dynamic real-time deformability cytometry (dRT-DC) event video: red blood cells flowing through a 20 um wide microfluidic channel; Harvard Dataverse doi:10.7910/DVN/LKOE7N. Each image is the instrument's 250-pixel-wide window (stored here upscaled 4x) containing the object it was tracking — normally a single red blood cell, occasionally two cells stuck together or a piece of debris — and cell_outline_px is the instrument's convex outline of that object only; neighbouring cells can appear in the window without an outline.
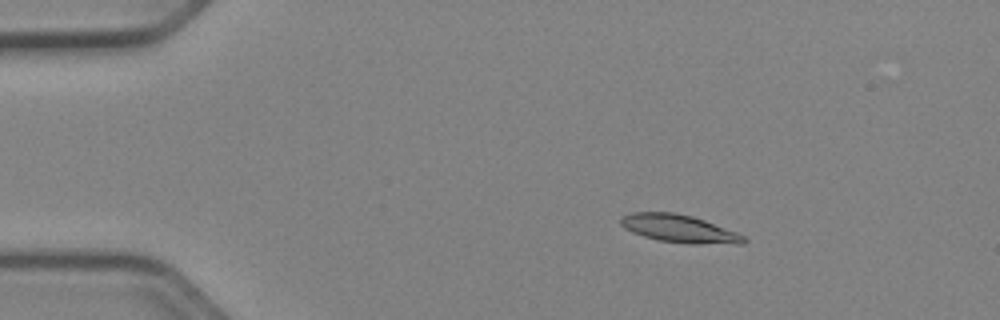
{"species": "Egyptian fruit bat (a non-hibernating species)", "species_latin": "Rousettus aegyptiacus", "temperature_condition": "cold", "stored_images_in_passage": 52, "camera_frame_rate_fps": 3000, "um_per_image_px": 0.085, "animal": {"sex": "female"}, "frame": {"image": 1, "passage_image": 9, "time_ms": 2.667, "image_size_px": [1000, 320], "cell_outline_px": [[748, 240], [744, 244], [688, 244], [660, 240], [644, 236], [632, 232], [624, 228], [620, 224], [620, 216], [632, 212], [676, 212], [692, 216], [704, 220], [736, 232], [744, 236]], "centroid_in_image_um": [57.73, 19.43], "position_along_channel_um": 27.3, "area_um2": 20.06}}
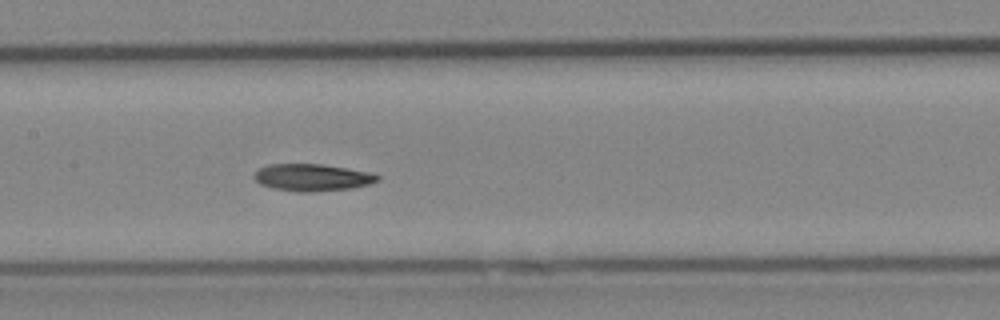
{"frame": {"image": 2, "passage_image": 26, "time_ms": 8.333, "image_size_px": [1000, 320], "cell_outline_px": [[380, 180], [368, 184], [352, 188], [312, 192], [300, 192], [272, 188], [260, 184], [252, 176], [260, 168], [268, 164], [320, 164], [368, 172], [380, 176]], "centroid_in_image_um": [26.51, 15.09], "position_along_channel_um": 180.9, "area_um2": 19.31}}
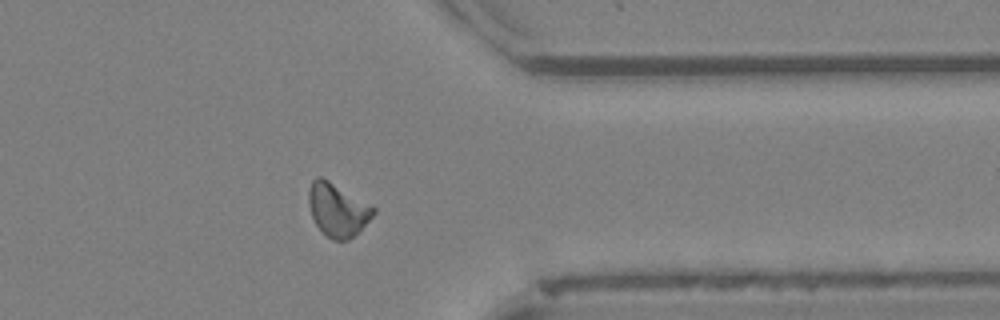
{"frame": {"image": 3, "passage_image": 42, "time_ms": 13.667, "image_size_px": [1000, 320], "cell_outline_px": [[376, 212], [348, 240], [332, 240], [316, 224], [312, 216], [308, 200], [308, 192], [312, 180], [316, 176], [320, 176], [328, 180], [376, 208]], "centroid_in_image_um": [28.66, 17.81], "position_along_channel_um": 382.7, "area_um2": 19.48}, "authors_computed_cell_mechanics": {"area_um2": 19.1318, "velocity_mm_per_s": 3.9301, "shape_relaxation_time_tau1_ms": 8.4338, "shape_relaxation_time_tau2_ms": null, "deformation_change_tau1": 0.1824, "deformation_change_tau2": null}}